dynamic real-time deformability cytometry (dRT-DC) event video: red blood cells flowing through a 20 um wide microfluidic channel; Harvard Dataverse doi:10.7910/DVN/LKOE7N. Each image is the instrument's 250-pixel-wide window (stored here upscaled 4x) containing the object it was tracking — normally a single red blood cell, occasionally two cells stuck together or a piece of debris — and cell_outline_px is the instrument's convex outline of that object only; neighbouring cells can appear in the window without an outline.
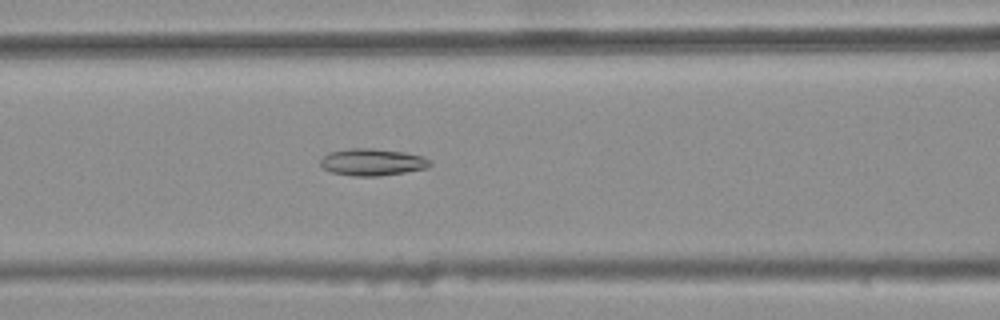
{"species": "common noctule bat (a hibernating species)", "species_latin": "Nyctalus noctula", "temperature_condition": "warm", "stored_images_in_passage": 43, "camera_frame_rate_fps": 3000, "um_per_image_px": 0.085, "animal": {"sex": "female", "body_mass_g": 25.1}, "frame": {"image": 1, "passage_image": 19, "time_ms": 6.0, "image_size_px": [1000, 320], "cell_outline_px": [[432, 164], [428, 168], [380, 176], [352, 176], [332, 172], [324, 168], [320, 164], [320, 160], [328, 152], [348, 148], [372, 148], [404, 152], [420, 156], [432, 160]], "centroid_in_image_um": [31.65, 13.77], "position_along_channel_um": 135.0, "area_um2": 17.28}}
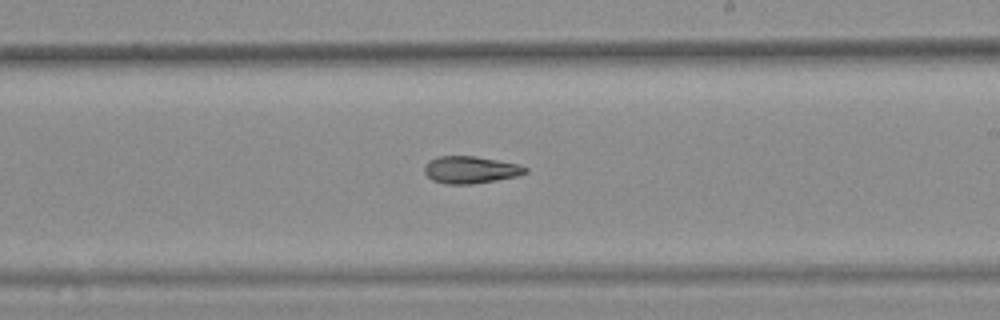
{"frame": {"image": 2, "passage_image": 28, "time_ms": 9.0, "image_size_px": [1000, 320], "cell_outline_px": [[528, 172], [516, 176], [496, 180], [472, 184], [444, 184], [432, 180], [424, 172], [424, 168], [428, 160], [436, 156], [476, 156], [516, 164], [528, 168]], "centroid_in_image_um": [39.95, 14.43], "position_along_channel_um": 249.1, "area_um2": 15.95}}
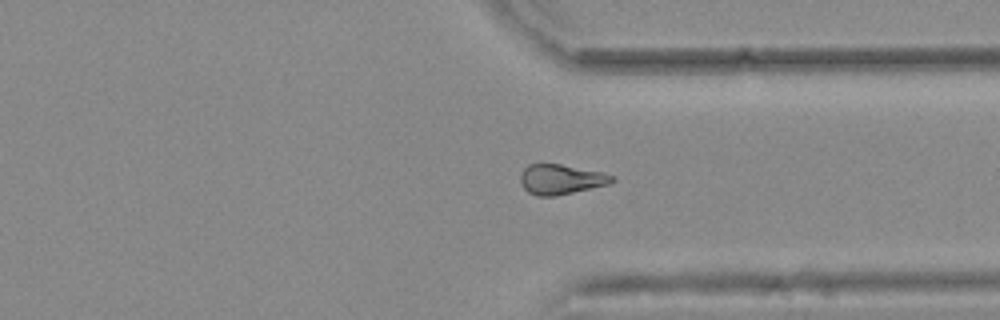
{"frame": {"image": 3, "passage_image": 37, "time_ms": 12.0, "image_size_px": [1000, 320], "cell_outline_px": [[616, 180], [608, 184], [556, 196], [536, 196], [528, 192], [520, 184], [520, 176], [524, 168], [528, 164], [560, 164], [600, 172], [616, 176]], "centroid_in_image_um": [47.66, 15.25], "position_along_channel_um": 363.7, "area_um2": 15.95}}